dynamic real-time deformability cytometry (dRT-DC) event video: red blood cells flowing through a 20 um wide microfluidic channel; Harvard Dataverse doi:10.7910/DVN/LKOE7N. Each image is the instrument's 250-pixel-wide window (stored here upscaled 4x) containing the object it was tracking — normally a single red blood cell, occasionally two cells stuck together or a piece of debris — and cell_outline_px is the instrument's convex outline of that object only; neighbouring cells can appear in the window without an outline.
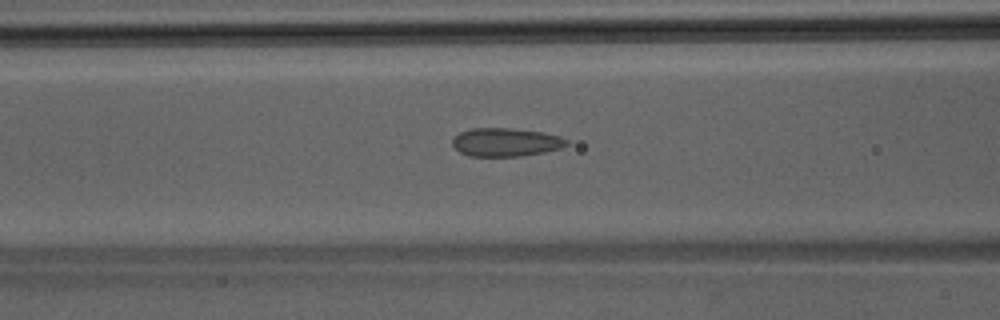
{"species": "Egyptian fruit bat (a non-hibernating species)", "species_latin": "Rousettus aegyptiacus", "temperature_condition": "room temperature", "stored_images_in_passage": 34, "camera_frame_rate_fps": 3000, "um_per_image_px": 0.085, "animal": {"sex": "male"}, "frame": {"image": 1, "passage_image": 12, "time_ms": 3.667, "image_size_px": [1000, 320], "cell_outline_px": [[568, 144], [560, 148], [544, 152], [520, 156], [468, 156], [460, 152], [452, 144], [452, 140], [460, 132], [472, 128], [512, 128], [544, 132], [560, 136], [568, 140]], "centroid_in_image_um": [43.0, 12.08], "position_along_channel_um": 123.6, "area_um2": 18.9}}
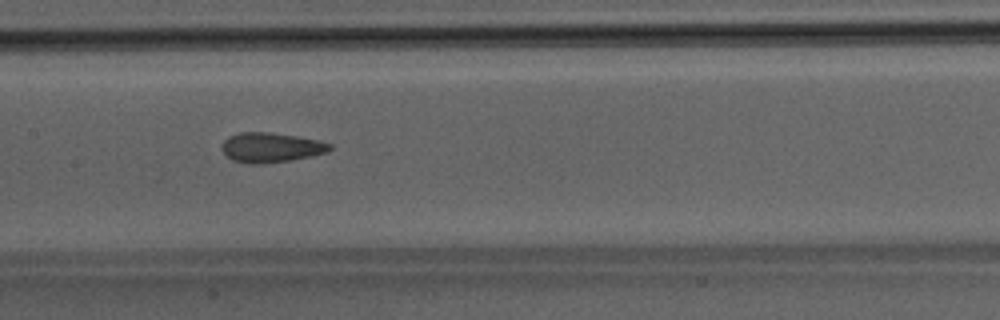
{"frame": {"image": 2, "passage_image": 16, "time_ms": 5.0, "image_size_px": [1000, 320], "cell_outline_px": [[332, 148], [328, 152], [288, 160], [260, 164], [248, 164], [232, 160], [224, 152], [224, 140], [228, 136], [240, 132], [268, 132], [296, 136], [316, 140], [332, 144]], "centroid_in_image_um": [23.02, 12.53], "position_along_channel_um": 184.4, "area_um2": 18.38}}
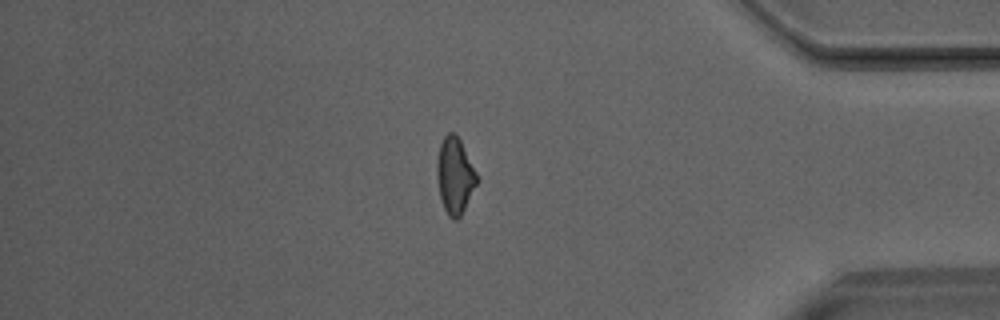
{"frame": {"image": 3, "passage_image": 32, "time_ms": 10.333, "image_size_px": [1000, 320], "cell_outline_px": [[480, 180], [460, 216], [456, 220], [452, 220], [448, 216], [444, 208], [440, 196], [436, 172], [436, 164], [440, 144], [444, 136], [448, 132], [456, 132]], "centroid_in_image_um": [38.67, 14.93], "position_along_channel_um": 396.5, "area_um2": 17.8}}